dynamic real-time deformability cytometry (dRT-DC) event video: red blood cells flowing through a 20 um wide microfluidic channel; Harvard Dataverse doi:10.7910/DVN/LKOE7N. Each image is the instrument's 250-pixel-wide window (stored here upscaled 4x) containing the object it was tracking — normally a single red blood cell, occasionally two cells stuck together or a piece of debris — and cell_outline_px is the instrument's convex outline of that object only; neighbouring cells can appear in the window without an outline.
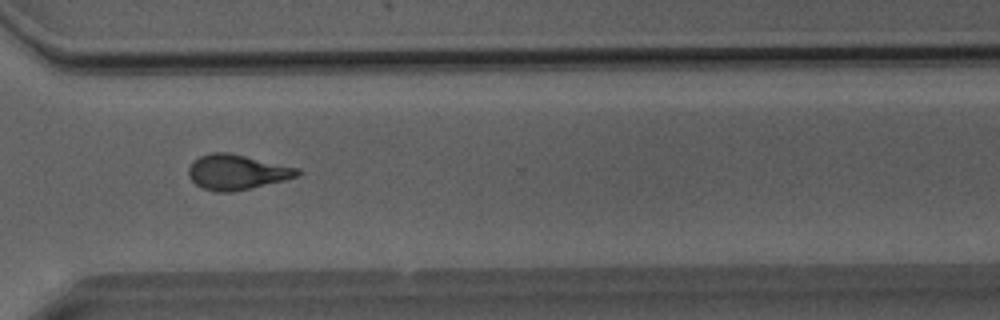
{"species": "Egyptian fruit bat (a non-hibernating species)", "species_latin": "Rousettus aegyptiacus", "temperature_condition": "room temperature", "stored_images_in_passage": 41, "camera_frame_rate_fps": 3000, "um_per_image_px": 0.085, "animal": {"sex": "male"}, "frame": {"image": 1, "passage_image": 35, "time_ms": 11.333, "image_size_px": [1000, 320], "cell_outline_px": [[304, 172], [296, 176], [284, 180], [232, 192], [216, 192], [204, 188], [196, 184], [188, 176], [188, 168], [192, 160], [200, 156], [212, 152], [228, 152], [300, 168]], "centroid_in_image_um": [20.12, 14.62], "position_along_channel_um": 350.5, "area_um2": 22.25}}
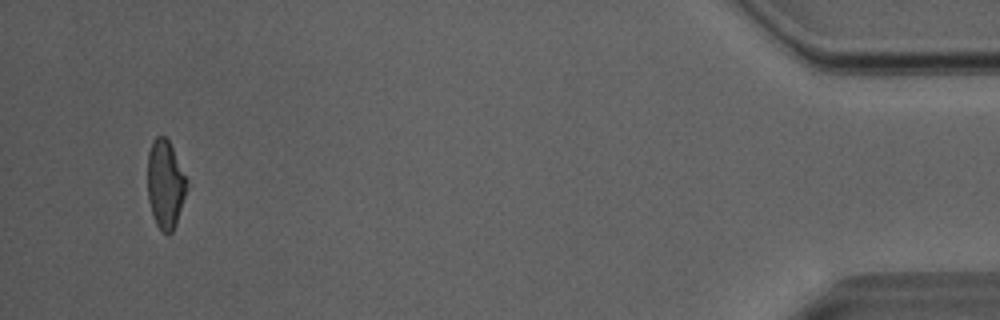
{"frame": {"image": 2, "passage_image": 41, "time_ms": 1681.667, "image_size_px": [1000, 320], "cell_outline_px": [[184, 196], [176, 224], [172, 232], [168, 236], [160, 232], [156, 224], [148, 200], [148, 152], [152, 140], [156, 136], [164, 136], [168, 140], [172, 148], [184, 176]], "centroid_in_image_um": [13.99, 15.7], "position_along_channel_um": 421.2, "area_um2": 19.59}, "authors_computed_cell_mechanics": {"area_um2": 21.8484, "velocity_mm_per_s": 4.065, "shape_relaxation_time_tau1_ms": 5.1017, "shape_relaxation_time_tau2_ms": 1.98, "deformation_change_tau1": 0.1743, "deformation_change_tau2": 0.0932}}